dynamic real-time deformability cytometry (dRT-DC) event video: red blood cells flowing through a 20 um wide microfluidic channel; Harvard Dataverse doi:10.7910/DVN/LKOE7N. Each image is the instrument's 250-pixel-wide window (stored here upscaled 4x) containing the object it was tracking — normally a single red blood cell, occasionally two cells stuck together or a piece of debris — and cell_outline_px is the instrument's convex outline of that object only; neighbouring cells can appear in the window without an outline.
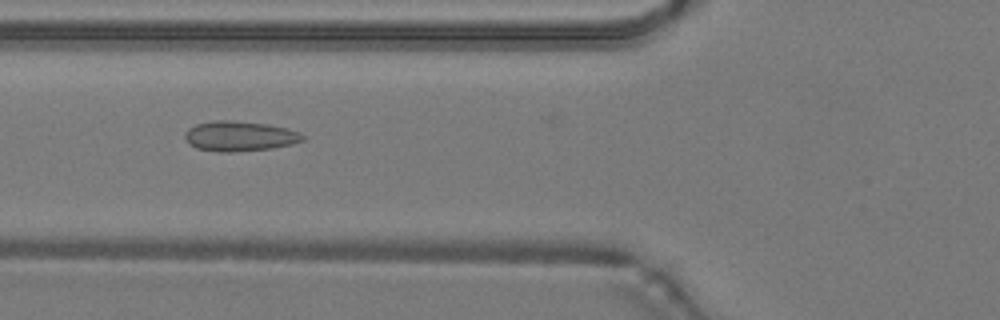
{"species": "common noctule bat (a hibernating species)", "species_latin": "Nyctalus noctula", "temperature_condition": "warm", "stored_images_in_passage": 48, "camera_frame_rate_fps": 3000, "um_per_image_px": 0.085, "animal": {"sex": "male", "body_mass_g": 19.2, "forearm_length_mm": 51.8}, "frame": {"image": 1, "passage_image": 18, "time_ms": 5.667, "image_size_px": [1000, 320], "cell_outline_px": [[304, 140], [292, 144], [272, 148], [228, 152], [220, 152], [196, 148], [188, 144], [184, 136], [184, 132], [188, 128], [196, 124], [212, 120], [232, 120], [268, 124], [288, 128], [300, 132], [304, 136]], "centroid_in_image_um": [20.35, 11.56], "position_along_channel_um": 105.5, "area_um2": 20.81}}
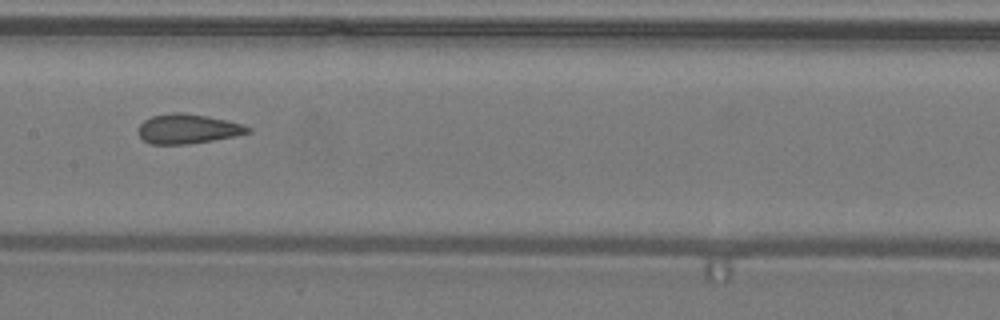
{"frame": {"image": 2, "passage_image": 24, "time_ms": 7.667, "image_size_px": [1000, 320], "cell_outline_px": [[252, 132], [236, 136], [188, 144], [152, 144], [144, 140], [140, 136], [140, 124], [144, 120], [152, 116], [172, 112], [180, 112], [208, 116], [244, 124], [252, 128]], "centroid_in_image_um": [16.01, 10.94], "position_along_channel_um": 191.4, "area_um2": 18.84}}
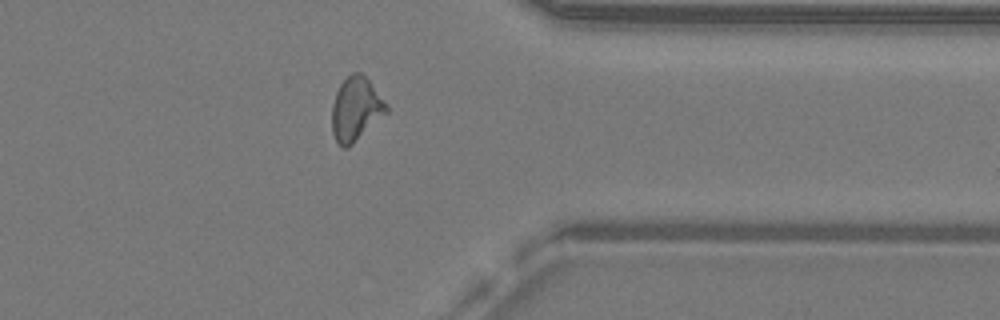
{"frame": {"image": 3, "passage_image": 38, "time_ms": 12.333, "image_size_px": [1000, 320], "cell_outline_px": [[388, 112], [348, 148], [344, 148], [336, 140], [332, 132], [332, 104], [336, 92], [340, 84], [352, 72], [360, 72], [368, 80], [388, 104]], "centroid_in_image_um": [30.25, 9.27], "position_along_channel_um": 381.2, "area_um2": 20.11}, "authors_computed_cell_mechanics": {"area_um2": 19.5075, "velocity_mm_per_s": 4.2803, "shape_relaxation_time_tau1_ms": null, "shape_relaxation_time_tau2_ms": 1.2209, "deformation_change_tau1": null, "deformation_change_tau2": 0.0818}}